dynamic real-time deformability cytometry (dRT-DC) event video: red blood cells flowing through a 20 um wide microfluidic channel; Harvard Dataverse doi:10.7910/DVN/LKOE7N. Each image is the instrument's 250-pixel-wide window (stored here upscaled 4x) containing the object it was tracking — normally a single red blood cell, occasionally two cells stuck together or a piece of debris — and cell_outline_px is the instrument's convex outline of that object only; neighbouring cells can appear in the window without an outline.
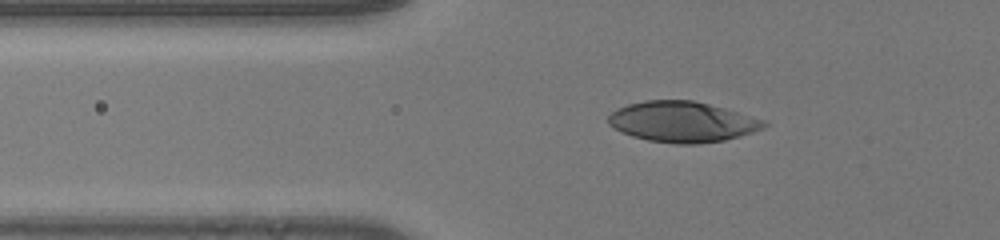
{"species": "human", "species_latin": "Homo sapiens", "temperature_condition": "room temperature", "stored_images_in_passage": 55, "camera_frame_rate_fps": 3000, "um_per_image_px": 0.085, "donor": {"sex": "male"}, "frame": {"image": 1, "passage_image": 24, "time_ms": 7.667, "image_size_px": [1000, 240], "cell_outline_px": [[768, 124], [764, 128], [752, 132], [724, 140], [700, 144], [676, 144], [648, 140], [632, 136], [620, 132], [612, 128], [608, 124], [608, 116], [616, 108], [628, 104], [644, 100], [692, 100], [724, 108], [768, 120]], "centroid_in_image_um": [57.98, 10.35], "position_along_channel_um": 67.8, "area_um2": 37.05}}
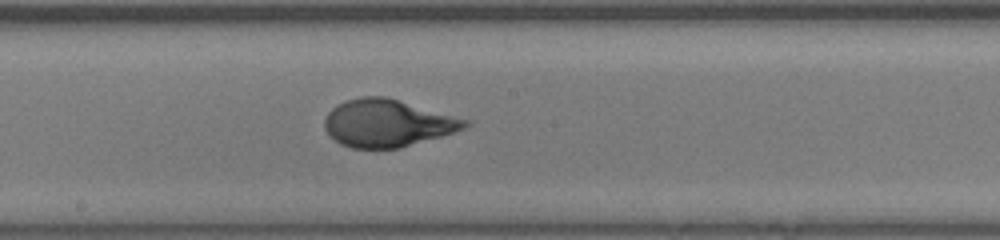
{"frame": {"image": 2, "passage_image": 36, "time_ms": 11.667, "image_size_px": [1000, 240], "cell_outline_px": [[472, 124], [464, 128], [440, 136], [400, 148], [352, 148], [340, 144], [324, 128], [324, 120], [328, 112], [336, 104], [344, 100], [360, 96], [388, 96], [472, 120]], "centroid_in_image_um": [32.95, 10.44], "position_along_channel_um": 215.2, "area_um2": 39.13}}
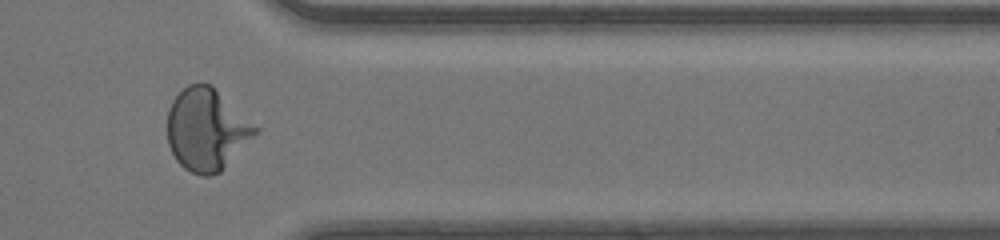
{"frame": {"image": 3, "passage_image": 49, "time_ms": 16.0, "image_size_px": [1000, 240], "cell_outline_px": [[260, 132], [220, 172], [208, 176], [200, 176], [184, 168], [176, 160], [168, 144], [168, 108], [172, 100], [188, 84], [212, 84], [260, 128]], "centroid_in_image_um": [17.6, 11.01], "position_along_channel_um": 393.8, "area_um2": 42.37}, "authors_computed_cell_mechanics": {"area_um2": 39.1306, "velocity_mm_per_s": 4.1528, "shape_relaxation_time_tau1_ms": 4.2454, "shape_relaxation_time_tau2_ms": null, "deformation_change_tau1": 0.2311, "deformation_change_tau2": null}}